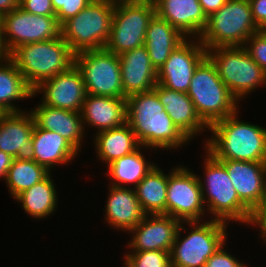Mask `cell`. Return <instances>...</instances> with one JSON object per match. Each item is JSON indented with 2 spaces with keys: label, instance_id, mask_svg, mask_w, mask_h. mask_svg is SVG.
Wrapping results in <instances>:
<instances>
[{
  "label": "cell",
  "instance_id": "cell-11",
  "mask_svg": "<svg viewBox=\"0 0 266 267\" xmlns=\"http://www.w3.org/2000/svg\"><path fill=\"white\" fill-rule=\"evenodd\" d=\"M74 64L82 74L87 94L126 98L119 55L106 48L86 50L75 54Z\"/></svg>",
  "mask_w": 266,
  "mask_h": 267
},
{
  "label": "cell",
  "instance_id": "cell-33",
  "mask_svg": "<svg viewBox=\"0 0 266 267\" xmlns=\"http://www.w3.org/2000/svg\"><path fill=\"white\" fill-rule=\"evenodd\" d=\"M124 257V267H172L171 254L166 251H134Z\"/></svg>",
  "mask_w": 266,
  "mask_h": 267
},
{
  "label": "cell",
  "instance_id": "cell-3",
  "mask_svg": "<svg viewBox=\"0 0 266 267\" xmlns=\"http://www.w3.org/2000/svg\"><path fill=\"white\" fill-rule=\"evenodd\" d=\"M205 152V177L202 181L198 175V179L206 210L213 216L212 219L251 226L254 214L240 201L223 163L207 150Z\"/></svg>",
  "mask_w": 266,
  "mask_h": 267
},
{
  "label": "cell",
  "instance_id": "cell-25",
  "mask_svg": "<svg viewBox=\"0 0 266 267\" xmlns=\"http://www.w3.org/2000/svg\"><path fill=\"white\" fill-rule=\"evenodd\" d=\"M31 141L34 148V161L49 172L54 165L68 164L78 151L55 131H47L35 124Z\"/></svg>",
  "mask_w": 266,
  "mask_h": 267
},
{
  "label": "cell",
  "instance_id": "cell-18",
  "mask_svg": "<svg viewBox=\"0 0 266 267\" xmlns=\"http://www.w3.org/2000/svg\"><path fill=\"white\" fill-rule=\"evenodd\" d=\"M35 122L28 111L3 113L0 117V151L20 160H34L31 136Z\"/></svg>",
  "mask_w": 266,
  "mask_h": 267
},
{
  "label": "cell",
  "instance_id": "cell-23",
  "mask_svg": "<svg viewBox=\"0 0 266 267\" xmlns=\"http://www.w3.org/2000/svg\"><path fill=\"white\" fill-rule=\"evenodd\" d=\"M108 191L104 219L110 227L127 232L146 217L134 188L111 186Z\"/></svg>",
  "mask_w": 266,
  "mask_h": 267
},
{
  "label": "cell",
  "instance_id": "cell-29",
  "mask_svg": "<svg viewBox=\"0 0 266 267\" xmlns=\"http://www.w3.org/2000/svg\"><path fill=\"white\" fill-rule=\"evenodd\" d=\"M168 174L157 165L134 188L136 197L147 215L165 214Z\"/></svg>",
  "mask_w": 266,
  "mask_h": 267
},
{
  "label": "cell",
  "instance_id": "cell-31",
  "mask_svg": "<svg viewBox=\"0 0 266 267\" xmlns=\"http://www.w3.org/2000/svg\"><path fill=\"white\" fill-rule=\"evenodd\" d=\"M144 148L140 146L133 153L118 158L108 165L109 178L111 185L119 187H129L125 185H134L133 188L154 168L156 163L146 161L142 152ZM124 183V185H123ZM123 185V186H122Z\"/></svg>",
  "mask_w": 266,
  "mask_h": 267
},
{
  "label": "cell",
  "instance_id": "cell-41",
  "mask_svg": "<svg viewBox=\"0 0 266 267\" xmlns=\"http://www.w3.org/2000/svg\"><path fill=\"white\" fill-rule=\"evenodd\" d=\"M14 158L4 153L3 151H0V178L6 179L7 172L10 169L12 162Z\"/></svg>",
  "mask_w": 266,
  "mask_h": 267
},
{
  "label": "cell",
  "instance_id": "cell-8",
  "mask_svg": "<svg viewBox=\"0 0 266 267\" xmlns=\"http://www.w3.org/2000/svg\"><path fill=\"white\" fill-rule=\"evenodd\" d=\"M220 79L237 99L241 100L258 86H266V72L243 46L216 47L207 50ZM241 98V99H240Z\"/></svg>",
  "mask_w": 266,
  "mask_h": 267
},
{
  "label": "cell",
  "instance_id": "cell-12",
  "mask_svg": "<svg viewBox=\"0 0 266 267\" xmlns=\"http://www.w3.org/2000/svg\"><path fill=\"white\" fill-rule=\"evenodd\" d=\"M2 40L10 54L21 45L53 40L61 36L56 16L35 15L21 7L0 18Z\"/></svg>",
  "mask_w": 266,
  "mask_h": 267
},
{
  "label": "cell",
  "instance_id": "cell-42",
  "mask_svg": "<svg viewBox=\"0 0 266 267\" xmlns=\"http://www.w3.org/2000/svg\"><path fill=\"white\" fill-rule=\"evenodd\" d=\"M19 6V0H0V18L15 10Z\"/></svg>",
  "mask_w": 266,
  "mask_h": 267
},
{
  "label": "cell",
  "instance_id": "cell-40",
  "mask_svg": "<svg viewBox=\"0 0 266 267\" xmlns=\"http://www.w3.org/2000/svg\"><path fill=\"white\" fill-rule=\"evenodd\" d=\"M227 0H199L203 12L209 17L215 11H218Z\"/></svg>",
  "mask_w": 266,
  "mask_h": 267
},
{
  "label": "cell",
  "instance_id": "cell-1",
  "mask_svg": "<svg viewBox=\"0 0 266 267\" xmlns=\"http://www.w3.org/2000/svg\"><path fill=\"white\" fill-rule=\"evenodd\" d=\"M126 112V123L146 149L171 150L190 141L172 122L154 90L126 97Z\"/></svg>",
  "mask_w": 266,
  "mask_h": 267
},
{
  "label": "cell",
  "instance_id": "cell-34",
  "mask_svg": "<svg viewBox=\"0 0 266 267\" xmlns=\"http://www.w3.org/2000/svg\"><path fill=\"white\" fill-rule=\"evenodd\" d=\"M254 61L266 72V30L253 34L243 46Z\"/></svg>",
  "mask_w": 266,
  "mask_h": 267
},
{
  "label": "cell",
  "instance_id": "cell-4",
  "mask_svg": "<svg viewBox=\"0 0 266 267\" xmlns=\"http://www.w3.org/2000/svg\"><path fill=\"white\" fill-rule=\"evenodd\" d=\"M74 56L62 36L21 45L9 54V58L33 90L45 80L67 71L74 65Z\"/></svg>",
  "mask_w": 266,
  "mask_h": 267
},
{
  "label": "cell",
  "instance_id": "cell-37",
  "mask_svg": "<svg viewBox=\"0 0 266 267\" xmlns=\"http://www.w3.org/2000/svg\"><path fill=\"white\" fill-rule=\"evenodd\" d=\"M19 7L31 14L55 16L51 0H19Z\"/></svg>",
  "mask_w": 266,
  "mask_h": 267
},
{
  "label": "cell",
  "instance_id": "cell-13",
  "mask_svg": "<svg viewBox=\"0 0 266 267\" xmlns=\"http://www.w3.org/2000/svg\"><path fill=\"white\" fill-rule=\"evenodd\" d=\"M168 172L166 215L180 222L203 221L204 207L198 175L184 166Z\"/></svg>",
  "mask_w": 266,
  "mask_h": 267
},
{
  "label": "cell",
  "instance_id": "cell-5",
  "mask_svg": "<svg viewBox=\"0 0 266 267\" xmlns=\"http://www.w3.org/2000/svg\"><path fill=\"white\" fill-rule=\"evenodd\" d=\"M187 93L197 114L208 127L239 111V101L220 79L208 56L195 69Z\"/></svg>",
  "mask_w": 266,
  "mask_h": 267
},
{
  "label": "cell",
  "instance_id": "cell-24",
  "mask_svg": "<svg viewBox=\"0 0 266 267\" xmlns=\"http://www.w3.org/2000/svg\"><path fill=\"white\" fill-rule=\"evenodd\" d=\"M84 126L94 127L97 132L116 128L126 123V98L86 94L81 109Z\"/></svg>",
  "mask_w": 266,
  "mask_h": 267
},
{
  "label": "cell",
  "instance_id": "cell-38",
  "mask_svg": "<svg viewBox=\"0 0 266 267\" xmlns=\"http://www.w3.org/2000/svg\"><path fill=\"white\" fill-rule=\"evenodd\" d=\"M252 17L260 30H266V0H249Z\"/></svg>",
  "mask_w": 266,
  "mask_h": 267
},
{
  "label": "cell",
  "instance_id": "cell-7",
  "mask_svg": "<svg viewBox=\"0 0 266 267\" xmlns=\"http://www.w3.org/2000/svg\"><path fill=\"white\" fill-rule=\"evenodd\" d=\"M184 223L192 230L181 239L182 230L186 231ZM227 226L226 222L212 218L205 222H181L170 252L172 267H205L207 260L226 243Z\"/></svg>",
  "mask_w": 266,
  "mask_h": 267
},
{
  "label": "cell",
  "instance_id": "cell-17",
  "mask_svg": "<svg viewBox=\"0 0 266 267\" xmlns=\"http://www.w3.org/2000/svg\"><path fill=\"white\" fill-rule=\"evenodd\" d=\"M180 221L165 214L146 215L129 230L132 235L128 247L133 251L159 250L171 252Z\"/></svg>",
  "mask_w": 266,
  "mask_h": 267
},
{
  "label": "cell",
  "instance_id": "cell-14",
  "mask_svg": "<svg viewBox=\"0 0 266 267\" xmlns=\"http://www.w3.org/2000/svg\"><path fill=\"white\" fill-rule=\"evenodd\" d=\"M207 56L200 39H185L157 70V83L170 89L187 93L194 71Z\"/></svg>",
  "mask_w": 266,
  "mask_h": 267
},
{
  "label": "cell",
  "instance_id": "cell-15",
  "mask_svg": "<svg viewBox=\"0 0 266 267\" xmlns=\"http://www.w3.org/2000/svg\"><path fill=\"white\" fill-rule=\"evenodd\" d=\"M33 92L34 96L43 93L42 104L73 112H81L87 94L82 74L75 64L45 80Z\"/></svg>",
  "mask_w": 266,
  "mask_h": 267
},
{
  "label": "cell",
  "instance_id": "cell-19",
  "mask_svg": "<svg viewBox=\"0 0 266 267\" xmlns=\"http://www.w3.org/2000/svg\"><path fill=\"white\" fill-rule=\"evenodd\" d=\"M153 2L156 15L168 21L183 36L189 39L200 38L207 26L208 17L203 12L199 0H153Z\"/></svg>",
  "mask_w": 266,
  "mask_h": 267
},
{
  "label": "cell",
  "instance_id": "cell-30",
  "mask_svg": "<svg viewBox=\"0 0 266 267\" xmlns=\"http://www.w3.org/2000/svg\"><path fill=\"white\" fill-rule=\"evenodd\" d=\"M55 188L50 173L44 180L16 196L15 201L20 202L23 210L32 218L45 219L57 208L58 194Z\"/></svg>",
  "mask_w": 266,
  "mask_h": 267
},
{
  "label": "cell",
  "instance_id": "cell-28",
  "mask_svg": "<svg viewBox=\"0 0 266 267\" xmlns=\"http://www.w3.org/2000/svg\"><path fill=\"white\" fill-rule=\"evenodd\" d=\"M33 91L10 58L0 63V110L3 113L22 112L13 102L33 97Z\"/></svg>",
  "mask_w": 266,
  "mask_h": 267
},
{
  "label": "cell",
  "instance_id": "cell-6",
  "mask_svg": "<svg viewBox=\"0 0 266 267\" xmlns=\"http://www.w3.org/2000/svg\"><path fill=\"white\" fill-rule=\"evenodd\" d=\"M258 31L260 29L253 20L249 0H227L208 17L207 26L199 39L206 50L244 46Z\"/></svg>",
  "mask_w": 266,
  "mask_h": 267
},
{
  "label": "cell",
  "instance_id": "cell-21",
  "mask_svg": "<svg viewBox=\"0 0 266 267\" xmlns=\"http://www.w3.org/2000/svg\"><path fill=\"white\" fill-rule=\"evenodd\" d=\"M153 90L172 122L189 140L197 137L199 133L202 134L206 131L204 129H209L197 114L188 93L170 90L158 83Z\"/></svg>",
  "mask_w": 266,
  "mask_h": 267
},
{
  "label": "cell",
  "instance_id": "cell-26",
  "mask_svg": "<svg viewBox=\"0 0 266 267\" xmlns=\"http://www.w3.org/2000/svg\"><path fill=\"white\" fill-rule=\"evenodd\" d=\"M186 39L168 21L154 15L149 21L145 44L151 63L158 70L170 56L171 52Z\"/></svg>",
  "mask_w": 266,
  "mask_h": 267
},
{
  "label": "cell",
  "instance_id": "cell-20",
  "mask_svg": "<svg viewBox=\"0 0 266 267\" xmlns=\"http://www.w3.org/2000/svg\"><path fill=\"white\" fill-rule=\"evenodd\" d=\"M119 57L121 83L126 97L153 90L157 84V70L145 46L126 51Z\"/></svg>",
  "mask_w": 266,
  "mask_h": 267
},
{
  "label": "cell",
  "instance_id": "cell-35",
  "mask_svg": "<svg viewBox=\"0 0 266 267\" xmlns=\"http://www.w3.org/2000/svg\"><path fill=\"white\" fill-rule=\"evenodd\" d=\"M55 16L60 25L71 17L76 16L83 8L87 7L89 0H51Z\"/></svg>",
  "mask_w": 266,
  "mask_h": 267
},
{
  "label": "cell",
  "instance_id": "cell-27",
  "mask_svg": "<svg viewBox=\"0 0 266 267\" xmlns=\"http://www.w3.org/2000/svg\"><path fill=\"white\" fill-rule=\"evenodd\" d=\"M94 144L97 156L103 161L102 163L106 162V165L133 153L141 146L127 123L97 132L94 137Z\"/></svg>",
  "mask_w": 266,
  "mask_h": 267
},
{
  "label": "cell",
  "instance_id": "cell-2",
  "mask_svg": "<svg viewBox=\"0 0 266 267\" xmlns=\"http://www.w3.org/2000/svg\"><path fill=\"white\" fill-rule=\"evenodd\" d=\"M237 117L238 111L209 127L205 150L218 160L266 162V128Z\"/></svg>",
  "mask_w": 266,
  "mask_h": 267
},
{
  "label": "cell",
  "instance_id": "cell-39",
  "mask_svg": "<svg viewBox=\"0 0 266 267\" xmlns=\"http://www.w3.org/2000/svg\"><path fill=\"white\" fill-rule=\"evenodd\" d=\"M251 225H255L260 228V236L263 238L266 244V199L260 206V208L254 213Z\"/></svg>",
  "mask_w": 266,
  "mask_h": 267
},
{
  "label": "cell",
  "instance_id": "cell-43",
  "mask_svg": "<svg viewBox=\"0 0 266 267\" xmlns=\"http://www.w3.org/2000/svg\"><path fill=\"white\" fill-rule=\"evenodd\" d=\"M9 58V53L7 52L4 42L2 40V32H1V20H0V63L6 61Z\"/></svg>",
  "mask_w": 266,
  "mask_h": 267
},
{
  "label": "cell",
  "instance_id": "cell-32",
  "mask_svg": "<svg viewBox=\"0 0 266 267\" xmlns=\"http://www.w3.org/2000/svg\"><path fill=\"white\" fill-rule=\"evenodd\" d=\"M51 172L34 160H20L14 158L5 179L6 185L15 198L36 183L44 180Z\"/></svg>",
  "mask_w": 266,
  "mask_h": 267
},
{
  "label": "cell",
  "instance_id": "cell-16",
  "mask_svg": "<svg viewBox=\"0 0 266 267\" xmlns=\"http://www.w3.org/2000/svg\"><path fill=\"white\" fill-rule=\"evenodd\" d=\"M220 161L240 201L254 214L266 199V162Z\"/></svg>",
  "mask_w": 266,
  "mask_h": 267
},
{
  "label": "cell",
  "instance_id": "cell-9",
  "mask_svg": "<svg viewBox=\"0 0 266 267\" xmlns=\"http://www.w3.org/2000/svg\"><path fill=\"white\" fill-rule=\"evenodd\" d=\"M155 14L153 0H117L105 48L120 55L144 46L149 21Z\"/></svg>",
  "mask_w": 266,
  "mask_h": 267
},
{
  "label": "cell",
  "instance_id": "cell-44",
  "mask_svg": "<svg viewBox=\"0 0 266 267\" xmlns=\"http://www.w3.org/2000/svg\"><path fill=\"white\" fill-rule=\"evenodd\" d=\"M96 3H115L117 0H89Z\"/></svg>",
  "mask_w": 266,
  "mask_h": 267
},
{
  "label": "cell",
  "instance_id": "cell-36",
  "mask_svg": "<svg viewBox=\"0 0 266 267\" xmlns=\"http://www.w3.org/2000/svg\"><path fill=\"white\" fill-rule=\"evenodd\" d=\"M223 243L218 250L207 260L205 267H247L228 253Z\"/></svg>",
  "mask_w": 266,
  "mask_h": 267
},
{
  "label": "cell",
  "instance_id": "cell-10",
  "mask_svg": "<svg viewBox=\"0 0 266 267\" xmlns=\"http://www.w3.org/2000/svg\"><path fill=\"white\" fill-rule=\"evenodd\" d=\"M114 3L91 2L61 25V36L74 54L105 48L110 37Z\"/></svg>",
  "mask_w": 266,
  "mask_h": 267
},
{
  "label": "cell",
  "instance_id": "cell-22",
  "mask_svg": "<svg viewBox=\"0 0 266 267\" xmlns=\"http://www.w3.org/2000/svg\"><path fill=\"white\" fill-rule=\"evenodd\" d=\"M31 113L38 127L57 132L79 152L85 136L81 112L54 108L41 103L32 109Z\"/></svg>",
  "mask_w": 266,
  "mask_h": 267
}]
</instances>
